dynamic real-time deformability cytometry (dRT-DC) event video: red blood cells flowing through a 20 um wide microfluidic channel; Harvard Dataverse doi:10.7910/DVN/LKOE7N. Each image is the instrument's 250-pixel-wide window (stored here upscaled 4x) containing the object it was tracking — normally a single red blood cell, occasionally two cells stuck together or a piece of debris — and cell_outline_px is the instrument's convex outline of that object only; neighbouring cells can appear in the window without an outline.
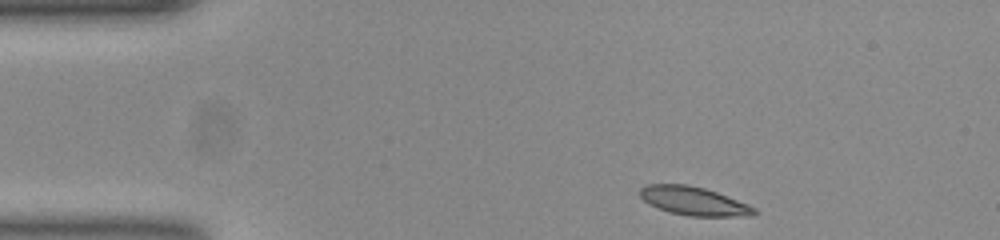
{"species": "common noctule bat (a hibernating species)", "species_latin": "Nyctalus noctula", "temperature_condition": "room temperature", "stored_images_in_passage": 45, "camera_frame_rate_fps": 3000, "um_per_image_px": 0.085, "animal": {"sex": "female", "body_mass_g": 23.0, "forearm_length_mm": 53.4}, "frame": {"image": 1, "passage_image": 1, "time_ms": 0.0, "image_size_px": [1000, 240], "cell_outline_px": [[760, 212], [756, 216], [688, 216], [672, 212], [660, 208], [644, 200], [640, 196], [640, 188], [648, 184], [688, 184], [704, 188], [716, 192], [748, 204], [756, 208]], "centroid_in_image_um": [59.04, 17.09], "position_along_channel_um": 26.0, "area_um2": 18.9}}
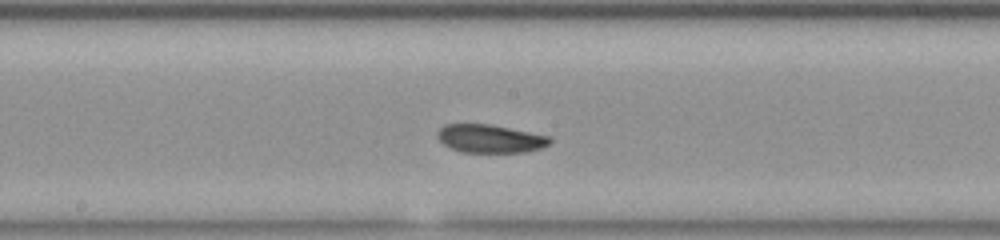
{"frame": {"image": 2, "passage_image": 20, "time_ms": 6.333, "image_size_px": [1000, 240], "cell_outline_px": [[552, 140], [548, 144], [540, 148], [524, 152], [460, 152], [444, 144], [436, 136], [436, 132], [444, 124], [488, 124], [552, 136]], "centroid_in_image_um": [41.65, 11.78], "position_along_channel_um": 206.5, "area_um2": 18.44}}
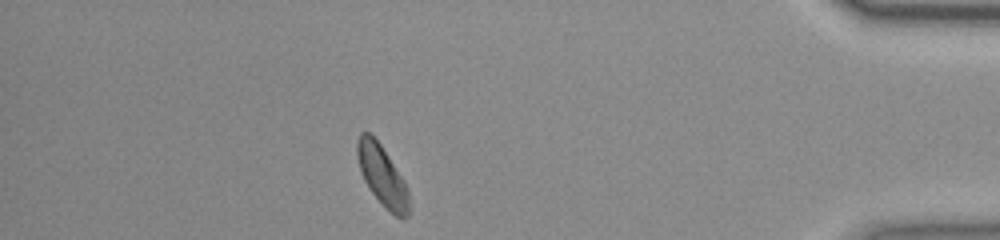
{"frame": {"image": 3, "passage_image": 39, "time_ms": 12.667, "image_size_px": [1000, 240], "cell_outline_px": [[408, 216], [404, 220], [400, 220], [368, 188], [360, 172], [356, 156], [356, 144], [360, 132], [368, 132], [380, 144], [404, 180], [408, 192]], "centroid_in_image_um": [32.46, 14.91], "position_along_channel_um": 402.7, "area_um2": 17.92}, "authors_computed_cell_mechanics": {"area_um2": 18.9006, "velocity_mm_per_s": 3.8482, "shape_relaxation_time_tau1_ms": 6.5666, "shape_relaxation_time_tau2_ms": 8.1612, "deformation_change_tau1": 0.1168, "deformation_change_tau2": 0.1048}}